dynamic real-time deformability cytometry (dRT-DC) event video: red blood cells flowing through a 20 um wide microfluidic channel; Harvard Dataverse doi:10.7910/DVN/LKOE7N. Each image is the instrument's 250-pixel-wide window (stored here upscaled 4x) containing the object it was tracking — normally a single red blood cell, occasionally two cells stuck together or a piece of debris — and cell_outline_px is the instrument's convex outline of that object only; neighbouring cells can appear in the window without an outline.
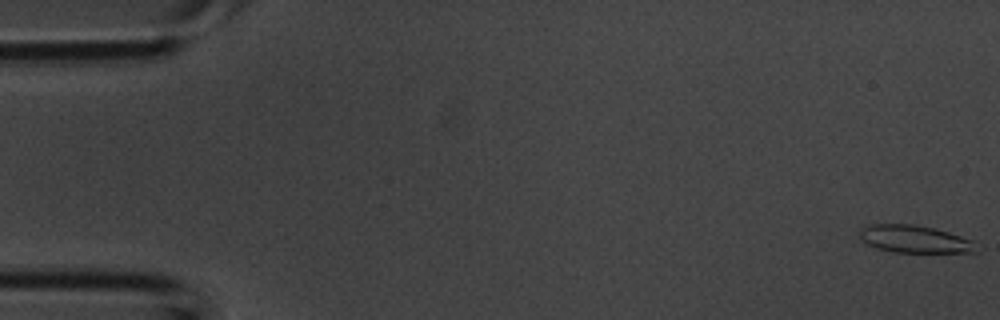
{"species": "common noctule bat (a hibernating species)", "species_latin": "Nyctalus noctula", "temperature_condition": "room temperature", "stored_images_in_passage": 5, "camera_frame_rate_fps": 3000, "um_per_image_px": 0.085, "animal": {"sex": "male", "body_mass_g": 20.1, "forearm_length_mm": 53.5}, "frame": {"image": 1, "passage_image": 1, "time_ms": 0.0, "image_size_px": [1000, 320], "cell_outline_px": [[976, 252], [892, 252], [876, 248], [860, 240], [860, 228], [864, 224], [916, 224], [948, 232], [972, 240]], "centroid_in_image_um": [77.64, 20.31], "position_along_channel_um": 7.4, "area_um2": 18.61}}
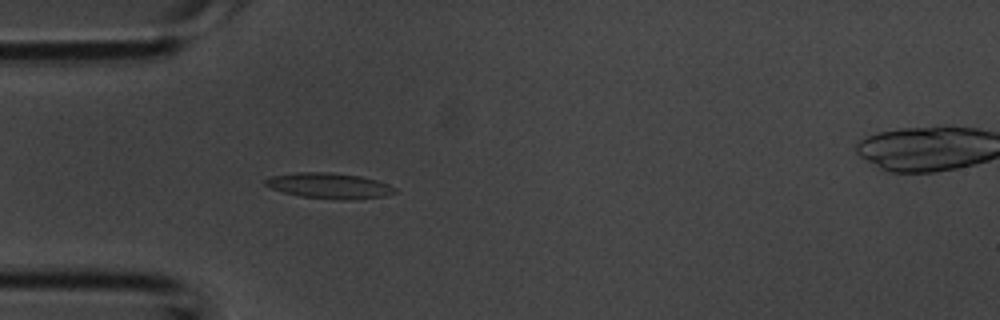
{"frame": {"image": 2, "passage_image": 4, "time_ms": 1.0, "image_size_px": [1000, 320], "cell_outline_px": [[396, 192], [384, 196], [344, 200], [340, 200], [300, 196], [284, 192], [272, 188], [264, 184], [264, 180], [272, 176], [296, 172], [328, 172], [360, 176], [376, 180], [388, 184], [396, 188]], "centroid_in_image_um": [27.98, 15.78], "position_along_channel_um": 57.0, "area_um2": 19.13}}